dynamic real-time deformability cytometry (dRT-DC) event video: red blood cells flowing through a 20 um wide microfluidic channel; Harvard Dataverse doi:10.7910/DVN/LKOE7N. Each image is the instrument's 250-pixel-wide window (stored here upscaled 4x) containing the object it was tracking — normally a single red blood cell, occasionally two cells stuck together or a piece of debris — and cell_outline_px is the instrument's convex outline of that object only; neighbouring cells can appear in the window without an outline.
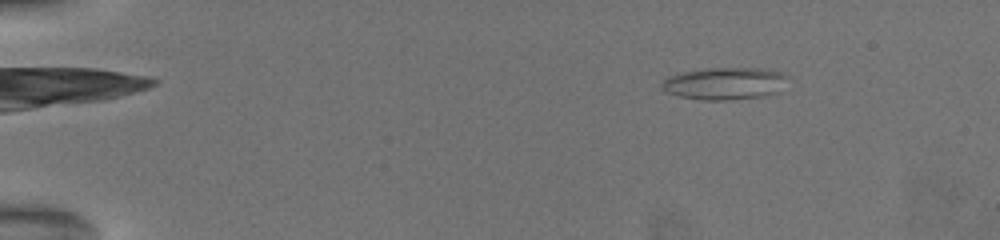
{"species": "common noctule bat (a hibernating species)", "species_latin": "Nyctalus noctula", "temperature_condition": "warm", "stored_images_in_passage": 33, "camera_frame_rate_fps": 3000, "um_per_image_px": 0.085, "animal": {"sex": "female", "body_mass_g": 19.5, "forearm_length_mm": 54.1}, "frame": {"image": 1, "passage_image": 2, "time_ms": 0.667, "image_size_px": [1000, 240], "cell_outline_px": [[784, 76], [776, 92], [760, 96], [724, 100], [704, 100], [680, 96], [668, 92], [664, 88], [664, 80], [672, 76], [684, 72], [708, 68], [756, 68], [776, 72]], "centroid_in_image_um": [61.52, 7.1], "position_along_channel_um": 23.5, "area_um2": 22.37}}
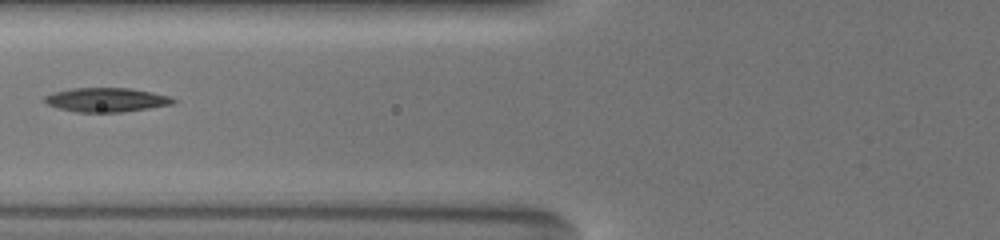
{"frame": {"image": 2, "passage_image": 11, "time_ms": 6.333, "image_size_px": [1000, 240], "cell_outline_px": [[176, 100], [172, 104], [148, 108], [120, 112], [76, 112], [60, 108], [48, 104], [44, 100], [44, 96], [56, 92], [72, 88], [132, 88], [152, 92], [168, 96]], "centroid_in_image_um": [9.04, 8.48], "position_along_channel_um": 116.8, "area_um2": 17.8}}
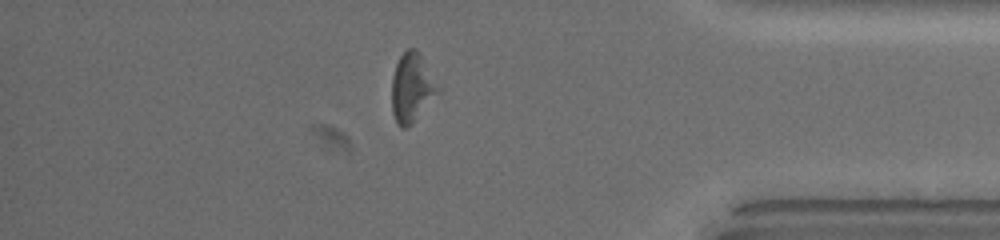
{"frame": {"image": 3, "passage_image": 25, "time_ms": 14.667, "image_size_px": [1000, 240], "cell_outline_px": [[440, 88], [412, 124], [404, 128], [400, 128], [392, 112], [392, 76], [396, 64], [400, 56], [408, 48], [416, 48], [420, 52]], "centroid_in_image_um": [34.98, 7.42], "position_along_channel_um": 400.2, "area_um2": 18.26}, "authors_computed_cell_mechanics": {"area_um2": 18.0914, "velocity_mm_per_s": 3.6852, "shape_relaxation_time_tau1_ms": 4.0315, "shape_relaxation_time_tau2_ms": 4.6378, "deformation_change_tau1": 0.1231, "deformation_change_tau2": 0.1565}}